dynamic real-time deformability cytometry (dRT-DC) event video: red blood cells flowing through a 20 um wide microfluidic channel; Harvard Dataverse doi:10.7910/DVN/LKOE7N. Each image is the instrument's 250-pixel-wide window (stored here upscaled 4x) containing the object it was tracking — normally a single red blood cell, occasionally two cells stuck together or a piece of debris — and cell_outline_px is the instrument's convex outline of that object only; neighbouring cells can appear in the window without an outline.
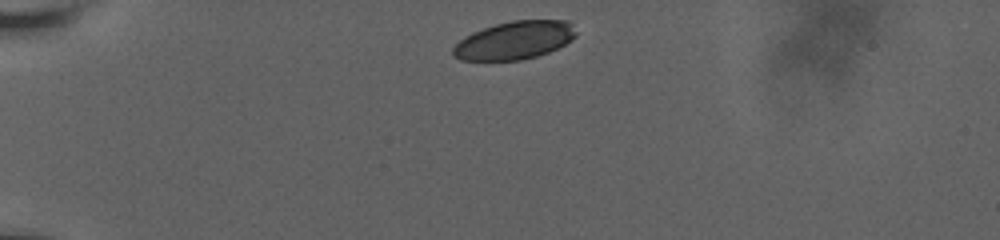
{"species": "human", "species_latin": "Homo sapiens", "temperature_condition": "room temperature", "stored_images_in_passage": 12, "camera_frame_rate_fps": 3000, "um_per_image_px": 0.085, "donor": {"sex": "male"}, "frame": {"image": 1, "passage_image": 1, "time_ms": 0.0, "image_size_px": [1000, 240], "cell_outline_px": [[576, 36], [572, 40], [548, 52], [536, 56], [520, 60], [460, 60], [452, 56], [452, 48], [464, 36], [472, 32], [496, 24], [512, 20], [568, 20], [572, 24], [576, 32]], "centroid_in_image_um": [43.72, 3.42], "position_along_channel_um": 41.3, "area_um2": 27.28}}
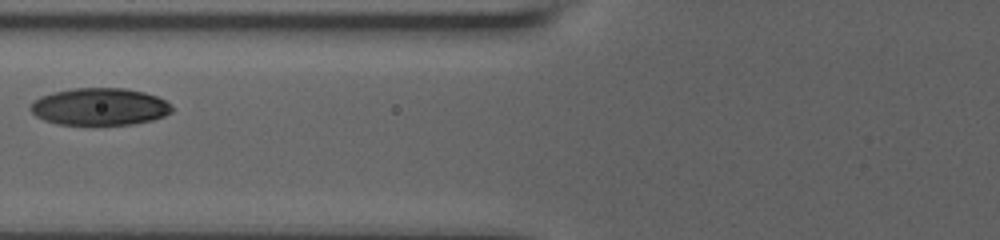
{"frame": {"image": 2, "passage_image": 6, "time_ms": 3.667, "image_size_px": [1000, 240], "cell_outline_px": [[172, 112], [164, 116], [152, 120], [132, 124], [56, 124], [44, 120], [36, 116], [28, 108], [40, 96], [52, 92], [72, 88], [124, 88], [144, 92], [156, 96], [172, 104]], "centroid_in_image_um": [8.47, 9.06], "position_along_channel_um": 117.3, "area_um2": 30.63}}
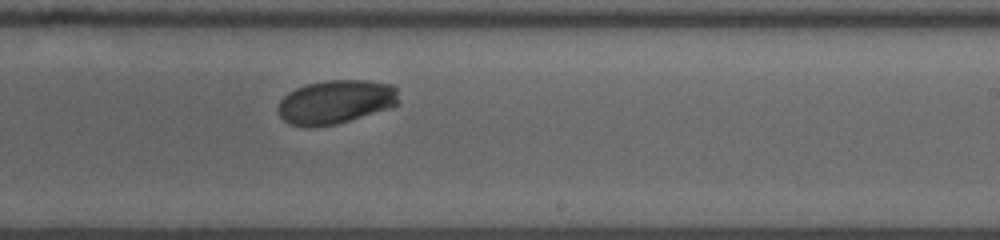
{"frame": {"image": 3, "passage_image": 12, "time_ms": 7.667, "image_size_px": [1000, 240], "cell_outline_px": [[400, 104], [388, 108], [336, 124], [288, 124], [280, 116], [276, 108], [280, 100], [288, 92], [304, 84], [324, 80], [368, 80], [392, 84], [396, 88]], "centroid_in_image_um": [28.55, 8.61], "position_along_channel_um": 260.5, "area_um2": 30.46}}